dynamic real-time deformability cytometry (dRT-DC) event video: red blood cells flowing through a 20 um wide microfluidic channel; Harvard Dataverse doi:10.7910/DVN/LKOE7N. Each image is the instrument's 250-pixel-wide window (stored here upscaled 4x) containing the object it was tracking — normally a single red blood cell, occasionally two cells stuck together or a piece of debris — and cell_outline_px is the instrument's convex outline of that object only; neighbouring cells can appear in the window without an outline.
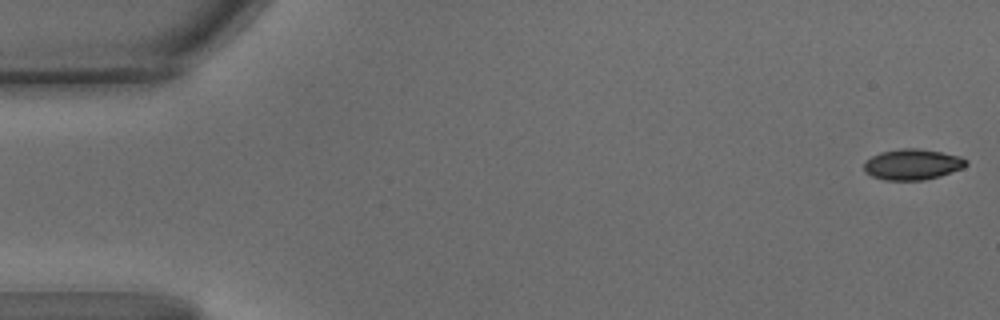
{"species": "common noctule bat (a hibernating species)", "species_latin": "Nyctalus noctula", "temperature_condition": "warm", "stored_images_in_passage": 29, "camera_frame_rate_fps": 3000, "um_per_image_px": 0.085, "animal": {"sex": "male", "body_mass_g": 15.6}, "frame": {"image": 1, "passage_image": 1, "time_ms": 0.0, "image_size_px": [1000, 320], "cell_outline_px": [[968, 164], [964, 168], [940, 176], [924, 180], [884, 180], [872, 176], [864, 172], [864, 160], [880, 152], [900, 148], [916, 148], [940, 152], [960, 156], [968, 160]], "centroid_in_image_um": [77.55, 13.97], "position_along_channel_um": 7.4, "area_um2": 18.5}}
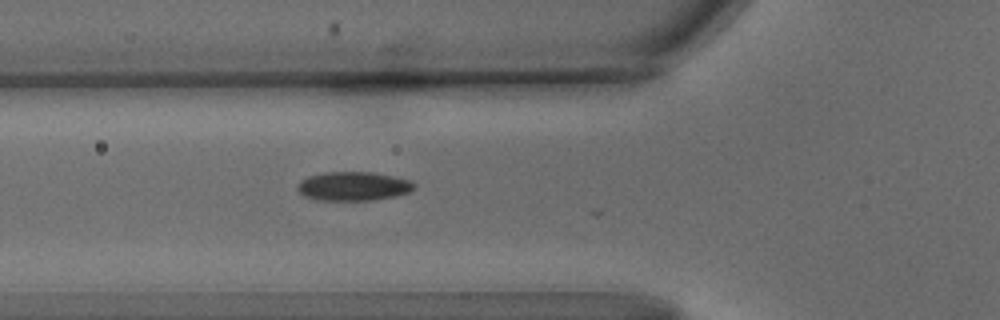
{"frame": {"image": 2, "passage_image": 21, "time_ms": 6.667, "image_size_px": [1000, 320], "cell_outline_px": [[416, 188], [408, 192], [396, 196], [372, 200], [316, 200], [304, 196], [296, 188], [296, 184], [300, 180], [308, 176], [320, 172], [372, 172], [412, 180], [416, 184]], "centroid_in_image_um": [30.02, 15.82], "position_along_channel_um": 95.8, "area_um2": 19.94}}
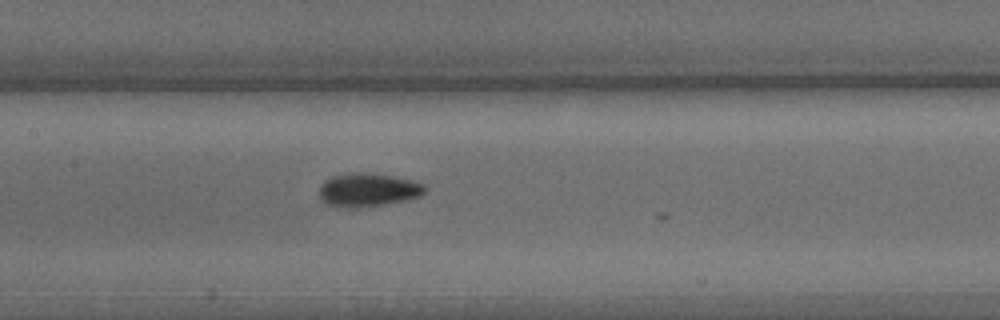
{"frame": {"image": 3, "passage_image": 28, "time_ms": 9.0, "image_size_px": [1000, 320], "cell_outline_px": [[424, 192], [420, 196], [404, 200], [384, 204], [360, 208], [344, 208], [328, 204], [320, 200], [320, 184], [324, 180], [332, 176], [348, 172], [360, 172], [392, 176], [412, 180], [424, 184]], "centroid_in_image_um": [31.22, 16.14], "position_along_channel_um": 176.2, "area_um2": 20.63}}